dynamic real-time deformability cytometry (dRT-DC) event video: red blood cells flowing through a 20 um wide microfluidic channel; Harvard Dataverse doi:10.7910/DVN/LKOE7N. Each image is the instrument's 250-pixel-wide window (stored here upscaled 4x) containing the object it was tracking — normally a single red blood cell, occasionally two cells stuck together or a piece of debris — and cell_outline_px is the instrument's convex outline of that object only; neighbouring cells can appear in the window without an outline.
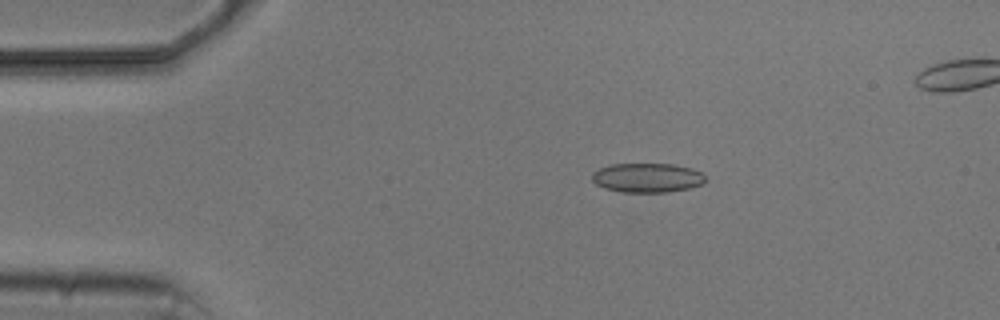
{"species": "common noctule bat (a hibernating species)", "species_latin": "Nyctalus noctula", "temperature_condition": "cold", "stored_images_in_passage": 3, "camera_frame_rate_fps": 3000, "um_per_image_px": 0.085, "animal": {"sex": "male", "body_mass_g": 20.5, "forearm_length_mm": 52.5}, "frame": {"image": 1, "passage_image": 3, "time_ms": 2.333, "image_size_px": [1000, 320], "cell_outline_px": [[704, 184], [688, 188], [668, 192], [620, 192], [604, 188], [596, 184], [592, 180], [592, 172], [600, 168], [612, 164], [672, 164], [692, 168], [700, 172], [704, 176]], "centroid_in_image_um": [54.99, 15.11], "position_along_channel_um": 30.0, "area_um2": 19.36}}